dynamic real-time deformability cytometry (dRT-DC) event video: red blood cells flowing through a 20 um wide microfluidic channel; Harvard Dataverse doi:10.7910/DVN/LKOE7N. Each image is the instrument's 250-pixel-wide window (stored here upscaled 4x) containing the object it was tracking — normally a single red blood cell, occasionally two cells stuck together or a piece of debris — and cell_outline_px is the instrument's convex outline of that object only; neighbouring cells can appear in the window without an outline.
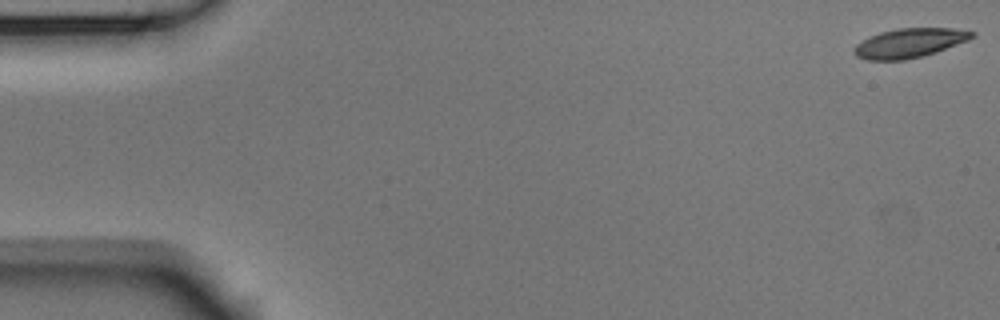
{"species": "Egyptian fruit bat (a non-hibernating species)", "species_latin": "Rousettus aegyptiacus", "temperature_condition": "room temperature", "stored_images_in_passage": 3, "camera_frame_rate_fps": 3000, "um_per_image_px": 0.085, "animal": {"sex": "male"}, "frame": {"image": 1, "passage_image": 1, "time_ms": 0.0, "image_size_px": [1000, 320], "cell_outline_px": [[976, 36], [968, 40], [920, 56], [904, 60], [868, 60], [856, 56], [852, 52], [852, 48], [856, 44], [880, 32], [896, 28], [952, 28], [976, 32]], "centroid_in_image_um": [77.27, 3.64], "position_along_channel_um": 7.7, "area_um2": 19.83}}